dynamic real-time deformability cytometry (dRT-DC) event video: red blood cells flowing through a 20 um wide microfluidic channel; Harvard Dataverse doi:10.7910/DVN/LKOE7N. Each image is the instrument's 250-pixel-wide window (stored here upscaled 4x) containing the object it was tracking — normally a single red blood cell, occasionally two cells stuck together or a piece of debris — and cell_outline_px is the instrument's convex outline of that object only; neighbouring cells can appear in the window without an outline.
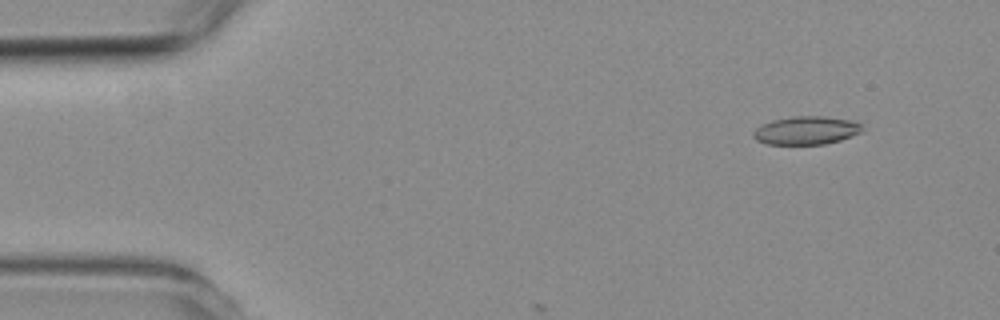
{"species": "common noctule bat (a hibernating species)", "species_latin": "Nyctalus noctula", "temperature_condition": "room temperature", "stored_images_in_passage": 4, "camera_frame_rate_fps": 3000, "um_per_image_px": 0.085, "animal": {"sex": "female", "body_mass_g": 19.3, "forearm_length_mm": 54.1}, "frame": {"image": 1, "passage_image": 2, "time_ms": 1.0, "image_size_px": [1000, 320], "cell_outline_px": [[864, 132], [840, 140], [824, 144], [768, 144], [756, 140], [752, 136], [752, 132], [760, 124], [772, 120], [792, 116], [824, 116], [848, 120], [864, 124]], "centroid_in_image_um": [68.54, 11.08], "position_along_channel_um": 16.5, "area_um2": 18.15}}